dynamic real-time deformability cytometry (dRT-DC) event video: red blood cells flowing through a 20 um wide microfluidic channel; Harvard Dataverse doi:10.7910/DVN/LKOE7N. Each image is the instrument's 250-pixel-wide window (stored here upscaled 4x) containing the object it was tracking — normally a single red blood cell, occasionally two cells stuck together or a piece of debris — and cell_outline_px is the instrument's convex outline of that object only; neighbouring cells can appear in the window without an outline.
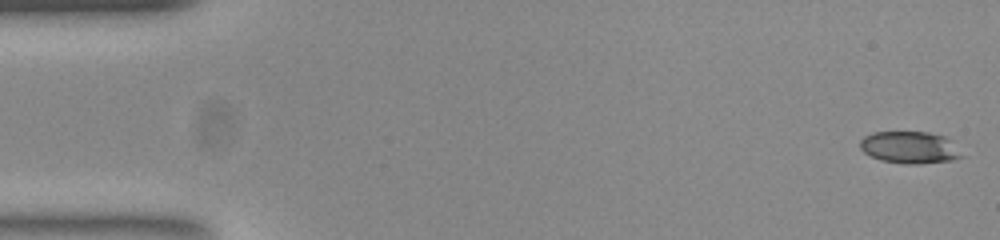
{"species": "common noctule bat (a hibernating species)", "species_latin": "Nyctalus noctula", "temperature_condition": "room temperature", "stored_images_in_passage": 52, "camera_frame_rate_fps": 3000, "um_per_image_px": 0.085, "animal": {"sex": "female", "body_mass_g": 23.0, "forearm_length_mm": 53.4}, "frame": {"image": 1, "passage_image": 1, "time_ms": 0.0, "image_size_px": [1000, 240], "cell_outline_px": [[964, 156], [952, 160], [920, 164], [904, 164], [880, 160], [864, 152], [860, 148], [860, 140], [864, 136], [872, 132], [928, 132], [944, 136]], "centroid_in_image_um": [77.28, 12.54], "position_along_channel_um": 7.7, "area_um2": 18.84}}
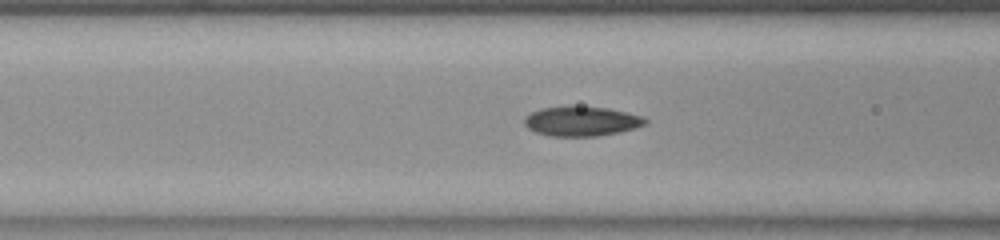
{"frame": {"image": 2, "passage_image": 20, "time_ms": 6.333, "image_size_px": [1000, 240], "cell_outline_px": [[648, 120], [644, 124], [636, 128], [596, 136], [552, 136], [536, 132], [528, 128], [524, 124], [524, 116], [540, 108], [568, 104], [608, 108], [628, 112], [644, 116]], "centroid_in_image_um": [49.4, 10.26], "position_along_channel_um": 117.2, "area_um2": 21.33}}
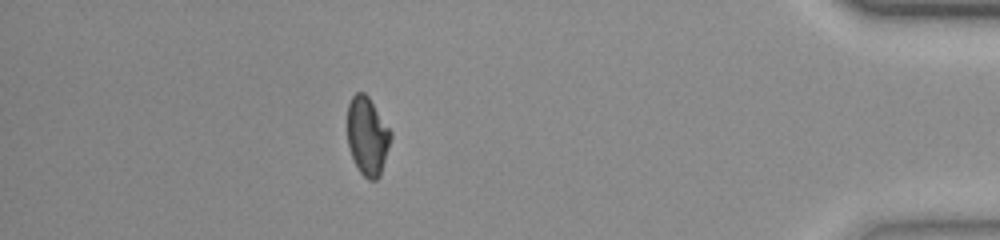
{"frame": {"image": 3, "passage_image": 46, "time_ms": 15.0, "image_size_px": [1000, 240], "cell_outline_px": [[392, 136], [380, 176], [376, 180], [368, 180], [360, 172], [352, 156], [348, 144], [348, 104], [352, 96], [356, 92], [364, 92], [368, 96], [392, 132]], "centroid_in_image_um": [31.24, 11.56], "position_along_channel_um": 404.0, "area_um2": 19.65}, "authors_computed_cell_mechanics": {"area_um2": 20.1722, "velocity_mm_per_s": 3.8938, "shape_relaxation_time_tau1_ms": null, "shape_relaxation_time_tau2_ms": 2.3193, "deformation_change_tau1": null, "deformation_change_tau2": 0.0695}}